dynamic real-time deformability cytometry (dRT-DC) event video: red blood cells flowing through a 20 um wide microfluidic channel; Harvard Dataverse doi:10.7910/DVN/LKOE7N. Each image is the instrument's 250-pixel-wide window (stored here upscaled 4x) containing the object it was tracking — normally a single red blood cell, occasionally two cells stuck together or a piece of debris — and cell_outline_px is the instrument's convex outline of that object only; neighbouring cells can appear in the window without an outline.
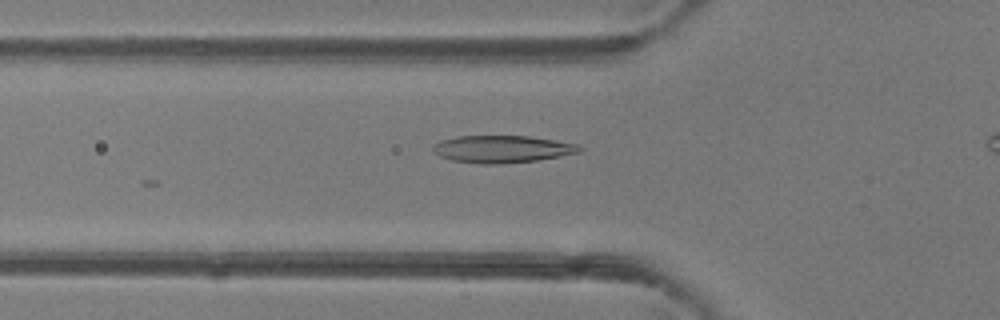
{"species": "common noctule bat (a hibernating species)", "species_latin": "Nyctalus noctula", "temperature_condition": "room temperature", "stored_images_in_passage": 21, "camera_frame_rate_fps": 3000, "um_per_image_px": 0.085, "animal": {"sex": "female"}, "frame": {"image": 1, "passage_image": 3, "time_ms": 0.667, "image_size_px": [1000, 320], "cell_outline_px": [[584, 148], [580, 152], [536, 160], [500, 164], [480, 164], [452, 160], [440, 156], [432, 152], [432, 144], [440, 140], [456, 136], [528, 136], [580, 144]], "centroid_in_image_um": [42.65, 12.66], "position_along_channel_um": 83.1, "area_um2": 23.41}}
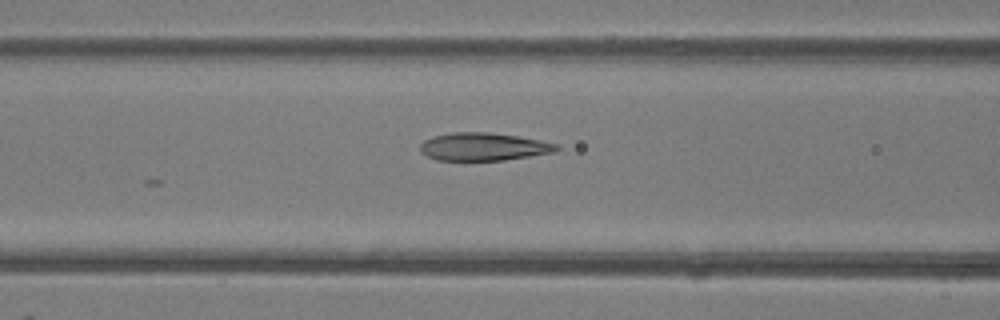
{"frame": {"image": 2, "passage_image": 6, "time_ms": 1.667, "image_size_px": [1000, 320], "cell_outline_px": [[560, 148], [556, 152], [504, 160], [436, 160], [420, 152], [420, 144], [424, 140], [432, 136], [452, 132], [488, 132], [516, 136], [540, 140], [560, 144]], "centroid_in_image_um": [41.11, 12.47], "position_along_channel_um": 125.5, "area_um2": 22.25}}
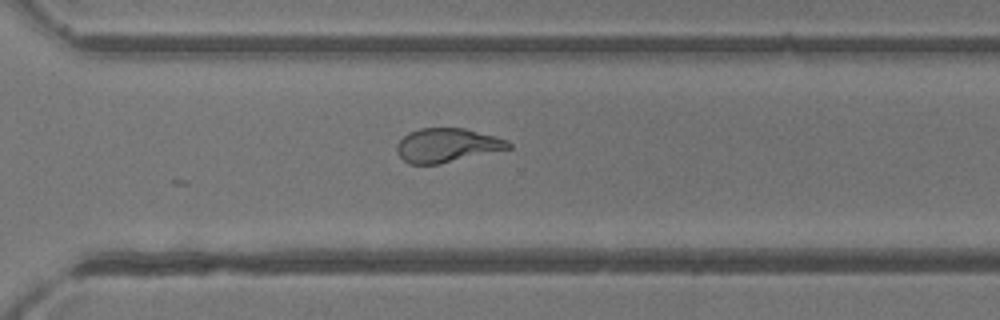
{"frame": {"image": 3, "passage_image": 21, "time_ms": 6.667, "image_size_px": [1000, 320], "cell_outline_px": [[512, 148], [440, 164], [408, 164], [400, 156], [396, 148], [396, 144], [408, 132], [420, 128], [464, 128], [496, 136], [508, 140], [512, 144]], "centroid_in_image_um": [38.01, 12.35], "position_along_channel_um": 332.6, "area_um2": 22.2}}